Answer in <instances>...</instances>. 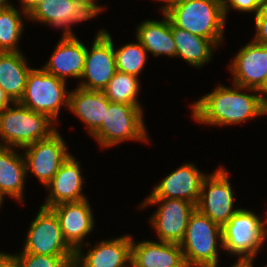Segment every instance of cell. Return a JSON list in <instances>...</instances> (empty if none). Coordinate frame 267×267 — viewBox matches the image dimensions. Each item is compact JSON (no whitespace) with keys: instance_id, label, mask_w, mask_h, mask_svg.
I'll return each mask as SVG.
<instances>
[{"instance_id":"1","label":"cell","mask_w":267,"mask_h":267,"mask_svg":"<svg viewBox=\"0 0 267 267\" xmlns=\"http://www.w3.org/2000/svg\"><path fill=\"white\" fill-rule=\"evenodd\" d=\"M243 90L252 93H243ZM191 110L196 122L212 126L239 124L267 115L261 92L235 84L233 88L218 85L214 91L194 102Z\"/></svg>"},{"instance_id":"2","label":"cell","mask_w":267,"mask_h":267,"mask_svg":"<svg viewBox=\"0 0 267 267\" xmlns=\"http://www.w3.org/2000/svg\"><path fill=\"white\" fill-rule=\"evenodd\" d=\"M12 105L0 111V146L20 150L48 138L57 130L55 122L47 115L34 112L19 102Z\"/></svg>"},{"instance_id":"3","label":"cell","mask_w":267,"mask_h":267,"mask_svg":"<svg viewBox=\"0 0 267 267\" xmlns=\"http://www.w3.org/2000/svg\"><path fill=\"white\" fill-rule=\"evenodd\" d=\"M165 15L175 27L210 39L217 47L223 41L226 18L220 0H181Z\"/></svg>"},{"instance_id":"4","label":"cell","mask_w":267,"mask_h":267,"mask_svg":"<svg viewBox=\"0 0 267 267\" xmlns=\"http://www.w3.org/2000/svg\"><path fill=\"white\" fill-rule=\"evenodd\" d=\"M266 239L267 218L263 221L251 210L239 208L222 226V250L238 256L236 264L254 261Z\"/></svg>"},{"instance_id":"5","label":"cell","mask_w":267,"mask_h":267,"mask_svg":"<svg viewBox=\"0 0 267 267\" xmlns=\"http://www.w3.org/2000/svg\"><path fill=\"white\" fill-rule=\"evenodd\" d=\"M218 245L223 249L222 226L196 208L180 243L186 266L218 267Z\"/></svg>"},{"instance_id":"6","label":"cell","mask_w":267,"mask_h":267,"mask_svg":"<svg viewBox=\"0 0 267 267\" xmlns=\"http://www.w3.org/2000/svg\"><path fill=\"white\" fill-rule=\"evenodd\" d=\"M143 109L124 103L110 102L102 125L91 135L102 148L124 141H148Z\"/></svg>"},{"instance_id":"7","label":"cell","mask_w":267,"mask_h":267,"mask_svg":"<svg viewBox=\"0 0 267 267\" xmlns=\"http://www.w3.org/2000/svg\"><path fill=\"white\" fill-rule=\"evenodd\" d=\"M69 93L66 81L49 74L43 68H32L19 103L34 112L47 115L57 123L61 106L69 108Z\"/></svg>"},{"instance_id":"8","label":"cell","mask_w":267,"mask_h":267,"mask_svg":"<svg viewBox=\"0 0 267 267\" xmlns=\"http://www.w3.org/2000/svg\"><path fill=\"white\" fill-rule=\"evenodd\" d=\"M159 204L156 212L150 218L159 241L180 244L186 234L188 221L196 209V205L175 198H146L140 206Z\"/></svg>"},{"instance_id":"9","label":"cell","mask_w":267,"mask_h":267,"mask_svg":"<svg viewBox=\"0 0 267 267\" xmlns=\"http://www.w3.org/2000/svg\"><path fill=\"white\" fill-rule=\"evenodd\" d=\"M21 253L75 256V251L64 240L56 214L43 206L31 222Z\"/></svg>"},{"instance_id":"10","label":"cell","mask_w":267,"mask_h":267,"mask_svg":"<svg viewBox=\"0 0 267 267\" xmlns=\"http://www.w3.org/2000/svg\"><path fill=\"white\" fill-rule=\"evenodd\" d=\"M229 171L222 166L207 175L202 183L200 198L196 208L220 226L227 223L239 210L234 208L236 199L228 180Z\"/></svg>"},{"instance_id":"11","label":"cell","mask_w":267,"mask_h":267,"mask_svg":"<svg viewBox=\"0 0 267 267\" xmlns=\"http://www.w3.org/2000/svg\"><path fill=\"white\" fill-rule=\"evenodd\" d=\"M116 72L112 38L106 29H102L98 31L90 50L86 47V58L80 78L83 80L78 87L103 91Z\"/></svg>"},{"instance_id":"12","label":"cell","mask_w":267,"mask_h":267,"mask_svg":"<svg viewBox=\"0 0 267 267\" xmlns=\"http://www.w3.org/2000/svg\"><path fill=\"white\" fill-rule=\"evenodd\" d=\"M23 149L27 174H35L44 186H47L63 162L71 155L58 130L48 138L27 145L21 150Z\"/></svg>"},{"instance_id":"13","label":"cell","mask_w":267,"mask_h":267,"mask_svg":"<svg viewBox=\"0 0 267 267\" xmlns=\"http://www.w3.org/2000/svg\"><path fill=\"white\" fill-rule=\"evenodd\" d=\"M229 68L233 84L262 93L267 86V47L252 40L239 50Z\"/></svg>"},{"instance_id":"14","label":"cell","mask_w":267,"mask_h":267,"mask_svg":"<svg viewBox=\"0 0 267 267\" xmlns=\"http://www.w3.org/2000/svg\"><path fill=\"white\" fill-rule=\"evenodd\" d=\"M206 176L193 163H184L160 181L147 198H175L197 205Z\"/></svg>"},{"instance_id":"15","label":"cell","mask_w":267,"mask_h":267,"mask_svg":"<svg viewBox=\"0 0 267 267\" xmlns=\"http://www.w3.org/2000/svg\"><path fill=\"white\" fill-rule=\"evenodd\" d=\"M57 216L66 243L76 252L92 232L94 218L88 199L65 202L50 208Z\"/></svg>"},{"instance_id":"16","label":"cell","mask_w":267,"mask_h":267,"mask_svg":"<svg viewBox=\"0 0 267 267\" xmlns=\"http://www.w3.org/2000/svg\"><path fill=\"white\" fill-rule=\"evenodd\" d=\"M90 250L83 254V248L75 252L74 262L79 267H129L132 255V236L123 235L101 241L94 247L86 242Z\"/></svg>"},{"instance_id":"17","label":"cell","mask_w":267,"mask_h":267,"mask_svg":"<svg viewBox=\"0 0 267 267\" xmlns=\"http://www.w3.org/2000/svg\"><path fill=\"white\" fill-rule=\"evenodd\" d=\"M86 58V46L76 35H62L50 60L42 67L46 72L67 81L81 78Z\"/></svg>"},{"instance_id":"18","label":"cell","mask_w":267,"mask_h":267,"mask_svg":"<svg viewBox=\"0 0 267 267\" xmlns=\"http://www.w3.org/2000/svg\"><path fill=\"white\" fill-rule=\"evenodd\" d=\"M73 155H70L61 165L52 180L47 184L49 195L41 206L51 208L65 202H77L86 199L82 194L84 179L82 170Z\"/></svg>"},{"instance_id":"19","label":"cell","mask_w":267,"mask_h":267,"mask_svg":"<svg viewBox=\"0 0 267 267\" xmlns=\"http://www.w3.org/2000/svg\"><path fill=\"white\" fill-rule=\"evenodd\" d=\"M131 261L137 267H187L180 244L141 241L132 237Z\"/></svg>"},{"instance_id":"20","label":"cell","mask_w":267,"mask_h":267,"mask_svg":"<svg viewBox=\"0 0 267 267\" xmlns=\"http://www.w3.org/2000/svg\"><path fill=\"white\" fill-rule=\"evenodd\" d=\"M109 100L102 91L86 90L77 86L69 93V110L82 120L92 135L105 120Z\"/></svg>"},{"instance_id":"21","label":"cell","mask_w":267,"mask_h":267,"mask_svg":"<svg viewBox=\"0 0 267 267\" xmlns=\"http://www.w3.org/2000/svg\"><path fill=\"white\" fill-rule=\"evenodd\" d=\"M13 147L0 146V195L23 201L27 177L24 155Z\"/></svg>"},{"instance_id":"22","label":"cell","mask_w":267,"mask_h":267,"mask_svg":"<svg viewBox=\"0 0 267 267\" xmlns=\"http://www.w3.org/2000/svg\"><path fill=\"white\" fill-rule=\"evenodd\" d=\"M163 16L162 21L146 20L138 25L136 39L154 56L175 57L177 49L172 35V23L165 14Z\"/></svg>"},{"instance_id":"23","label":"cell","mask_w":267,"mask_h":267,"mask_svg":"<svg viewBox=\"0 0 267 267\" xmlns=\"http://www.w3.org/2000/svg\"><path fill=\"white\" fill-rule=\"evenodd\" d=\"M32 68L22 52H0V86L13 102H19Z\"/></svg>"},{"instance_id":"24","label":"cell","mask_w":267,"mask_h":267,"mask_svg":"<svg viewBox=\"0 0 267 267\" xmlns=\"http://www.w3.org/2000/svg\"><path fill=\"white\" fill-rule=\"evenodd\" d=\"M172 35L177 49V57L194 67H203L211 61L217 46L210 40L175 27L172 24ZM214 49V50H213Z\"/></svg>"},{"instance_id":"25","label":"cell","mask_w":267,"mask_h":267,"mask_svg":"<svg viewBox=\"0 0 267 267\" xmlns=\"http://www.w3.org/2000/svg\"><path fill=\"white\" fill-rule=\"evenodd\" d=\"M74 14L75 0H43L26 18L62 28L63 35H75L71 28Z\"/></svg>"},{"instance_id":"26","label":"cell","mask_w":267,"mask_h":267,"mask_svg":"<svg viewBox=\"0 0 267 267\" xmlns=\"http://www.w3.org/2000/svg\"><path fill=\"white\" fill-rule=\"evenodd\" d=\"M140 85L138 77L117 71L102 92L110 102L139 106L142 109L137 98Z\"/></svg>"},{"instance_id":"27","label":"cell","mask_w":267,"mask_h":267,"mask_svg":"<svg viewBox=\"0 0 267 267\" xmlns=\"http://www.w3.org/2000/svg\"><path fill=\"white\" fill-rule=\"evenodd\" d=\"M14 6L4 7L0 12V52H19L18 41L23 33V15Z\"/></svg>"},{"instance_id":"28","label":"cell","mask_w":267,"mask_h":267,"mask_svg":"<svg viewBox=\"0 0 267 267\" xmlns=\"http://www.w3.org/2000/svg\"><path fill=\"white\" fill-rule=\"evenodd\" d=\"M136 43H128L116 49L113 43L117 71L138 77L147 60V50L137 39Z\"/></svg>"},{"instance_id":"29","label":"cell","mask_w":267,"mask_h":267,"mask_svg":"<svg viewBox=\"0 0 267 267\" xmlns=\"http://www.w3.org/2000/svg\"><path fill=\"white\" fill-rule=\"evenodd\" d=\"M17 267H67L75 256L35 255L30 253L13 254Z\"/></svg>"},{"instance_id":"30","label":"cell","mask_w":267,"mask_h":267,"mask_svg":"<svg viewBox=\"0 0 267 267\" xmlns=\"http://www.w3.org/2000/svg\"><path fill=\"white\" fill-rule=\"evenodd\" d=\"M96 2L97 0H75L73 24L92 19L101 11L103 12V6Z\"/></svg>"},{"instance_id":"31","label":"cell","mask_w":267,"mask_h":267,"mask_svg":"<svg viewBox=\"0 0 267 267\" xmlns=\"http://www.w3.org/2000/svg\"><path fill=\"white\" fill-rule=\"evenodd\" d=\"M225 18L229 13V9H235L241 12H259V8L264 0H220Z\"/></svg>"},{"instance_id":"32","label":"cell","mask_w":267,"mask_h":267,"mask_svg":"<svg viewBox=\"0 0 267 267\" xmlns=\"http://www.w3.org/2000/svg\"><path fill=\"white\" fill-rule=\"evenodd\" d=\"M255 28L257 31L253 41L267 47V20L259 13L255 15Z\"/></svg>"},{"instance_id":"33","label":"cell","mask_w":267,"mask_h":267,"mask_svg":"<svg viewBox=\"0 0 267 267\" xmlns=\"http://www.w3.org/2000/svg\"><path fill=\"white\" fill-rule=\"evenodd\" d=\"M0 267H17L15 256L13 254L3 253L0 256Z\"/></svg>"},{"instance_id":"34","label":"cell","mask_w":267,"mask_h":267,"mask_svg":"<svg viewBox=\"0 0 267 267\" xmlns=\"http://www.w3.org/2000/svg\"><path fill=\"white\" fill-rule=\"evenodd\" d=\"M22 10L26 13V16L37 7L43 0H20Z\"/></svg>"},{"instance_id":"35","label":"cell","mask_w":267,"mask_h":267,"mask_svg":"<svg viewBox=\"0 0 267 267\" xmlns=\"http://www.w3.org/2000/svg\"><path fill=\"white\" fill-rule=\"evenodd\" d=\"M10 104H13V101L0 86V111L6 107H9Z\"/></svg>"},{"instance_id":"36","label":"cell","mask_w":267,"mask_h":267,"mask_svg":"<svg viewBox=\"0 0 267 267\" xmlns=\"http://www.w3.org/2000/svg\"><path fill=\"white\" fill-rule=\"evenodd\" d=\"M165 2V5L161 7L162 14H166L171 8L176 6L181 0H158Z\"/></svg>"},{"instance_id":"37","label":"cell","mask_w":267,"mask_h":267,"mask_svg":"<svg viewBox=\"0 0 267 267\" xmlns=\"http://www.w3.org/2000/svg\"><path fill=\"white\" fill-rule=\"evenodd\" d=\"M264 19L267 20V0H264V2L261 4L258 12Z\"/></svg>"},{"instance_id":"38","label":"cell","mask_w":267,"mask_h":267,"mask_svg":"<svg viewBox=\"0 0 267 267\" xmlns=\"http://www.w3.org/2000/svg\"><path fill=\"white\" fill-rule=\"evenodd\" d=\"M231 267H253V261H250L245 264H236L234 263Z\"/></svg>"},{"instance_id":"39","label":"cell","mask_w":267,"mask_h":267,"mask_svg":"<svg viewBox=\"0 0 267 267\" xmlns=\"http://www.w3.org/2000/svg\"><path fill=\"white\" fill-rule=\"evenodd\" d=\"M0 4L3 7H12V6H14L12 3L10 4L9 0H0Z\"/></svg>"},{"instance_id":"40","label":"cell","mask_w":267,"mask_h":267,"mask_svg":"<svg viewBox=\"0 0 267 267\" xmlns=\"http://www.w3.org/2000/svg\"><path fill=\"white\" fill-rule=\"evenodd\" d=\"M262 98H263L265 106L267 107V86H266V89L262 92Z\"/></svg>"},{"instance_id":"41","label":"cell","mask_w":267,"mask_h":267,"mask_svg":"<svg viewBox=\"0 0 267 267\" xmlns=\"http://www.w3.org/2000/svg\"><path fill=\"white\" fill-rule=\"evenodd\" d=\"M67 267H79V266L75 262H72Z\"/></svg>"},{"instance_id":"42","label":"cell","mask_w":267,"mask_h":267,"mask_svg":"<svg viewBox=\"0 0 267 267\" xmlns=\"http://www.w3.org/2000/svg\"><path fill=\"white\" fill-rule=\"evenodd\" d=\"M4 198L0 195V208H1V204L3 203Z\"/></svg>"},{"instance_id":"43","label":"cell","mask_w":267,"mask_h":267,"mask_svg":"<svg viewBox=\"0 0 267 267\" xmlns=\"http://www.w3.org/2000/svg\"><path fill=\"white\" fill-rule=\"evenodd\" d=\"M129 267H137L132 261L130 263V266Z\"/></svg>"},{"instance_id":"44","label":"cell","mask_w":267,"mask_h":267,"mask_svg":"<svg viewBox=\"0 0 267 267\" xmlns=\"http://www.w3.org/2000/svg\"><path fill=\"white\" fill-rule=\"evenodd\" d=\"M4 7L0 4V12H1V10L3 9Z\"/></svg>"}]
</instances>
